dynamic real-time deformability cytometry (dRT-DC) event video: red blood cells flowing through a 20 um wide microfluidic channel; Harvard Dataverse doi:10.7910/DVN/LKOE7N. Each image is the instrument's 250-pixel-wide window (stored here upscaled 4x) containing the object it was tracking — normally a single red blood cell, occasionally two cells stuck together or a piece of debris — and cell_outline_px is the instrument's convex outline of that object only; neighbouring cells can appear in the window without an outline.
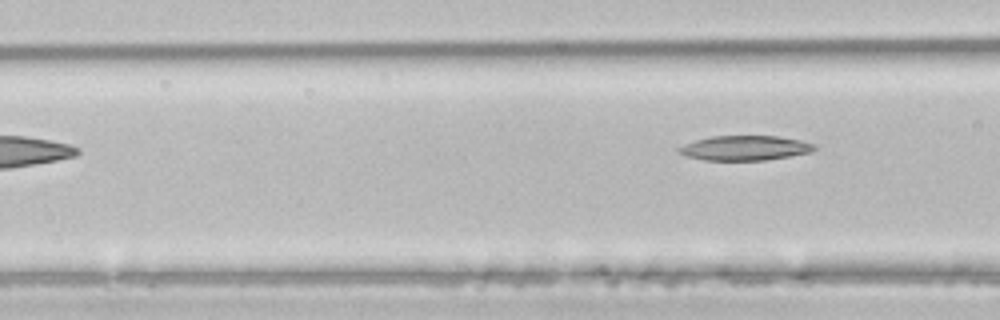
{"species": "common noctule bat (a hibernating species)", "species_latin": "Nyctalus noctula", "temperature_condition": "room temperature", "stored_images_in_passage": 5, "camera_frame_rate_fps": 3000, "um_per_image_px": 0.085, "animal": {"sex": "male", "body_mass_g": 21.5, "forearm_length_mm": 52.0}, "frame": {"image": 1, "passage_image": 5, "time_ms": 1.333, "image_size_px": [1000, 320], "cell_outline_px": [[816, 148], [812, 152], [764, 160], [704, 160], [688, 156], [676, 152], [676, 148], [684, 144], [696, 140], [712, 136], [780, 136], [800, 140], [816, 144]], "centroid_in_image_um": [63.31, 12.57], "position_along_channel_um": 103.3, "area_um2": 19.54}}